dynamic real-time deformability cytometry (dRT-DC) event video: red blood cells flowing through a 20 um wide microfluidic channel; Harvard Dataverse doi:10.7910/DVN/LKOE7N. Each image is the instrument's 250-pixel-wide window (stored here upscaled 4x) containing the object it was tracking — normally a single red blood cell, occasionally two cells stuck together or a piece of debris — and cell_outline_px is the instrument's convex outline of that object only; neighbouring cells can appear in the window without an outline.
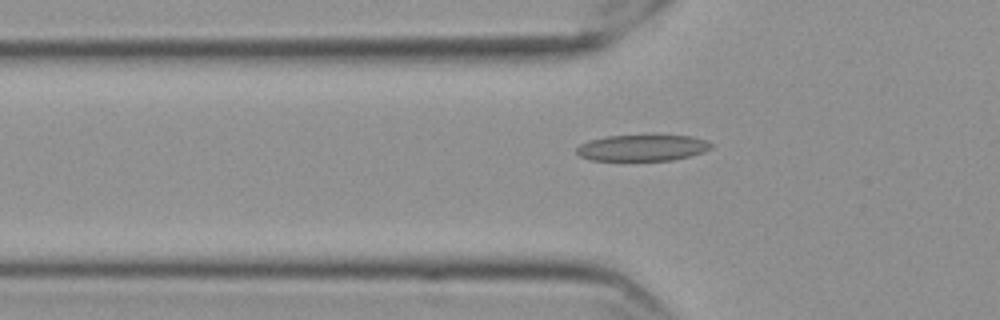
{"species": "Egyptian fruit bat (a non-hibernating species)", "species_latin": "Rousettus aegyptiacus", "temperature_condition": "cold", "stored_images_in_passage": 54, "camera_frame_rate_fps": 3000, "um_per_image_px": 0.085, "frame": {"image": 1, "passage_image": 20, "time_ms": 6.333, "image_size_px": [1000, 320], "cell_outline_px": [[712, 148], [704, 152], [672, 160], [592, 160], [580, 156], [576, 152], [576, 148], [580, 144], [588, 140], [604, 136], [648, 132], [652, 132], [692, 136], [708, 140], [712, 144]], "centroid_in_image_um": [54.63, 12.49], "position_along_channel_um": 71.2, "area_um2": 21.79}}
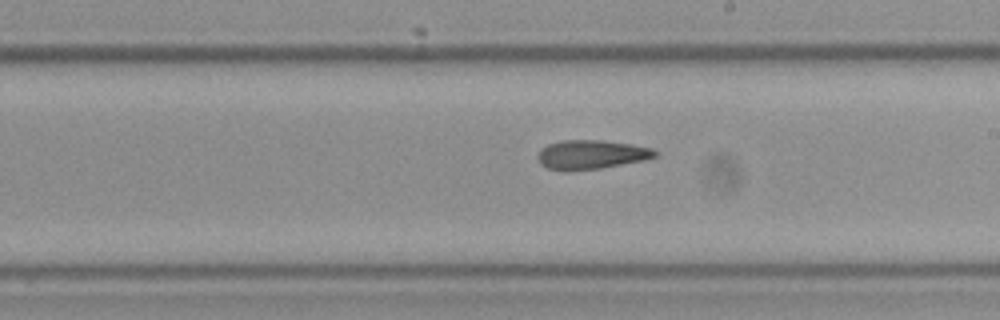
{"frame": {"image": 2, "passage_image": 34, "time_ms": 11.0, "image_size_px": [1000, 320], "cell_outline_px": [[660, 152], [656, 156], [644, 160], [600, 168], [568, 172], [548, 168], [540, 164], [536, 156], [540, 148], [548, 144], [564, 140], [604, 140], [652, 148]], "centroid_in_image_um": [50.22, 13.15], "position_along_channel_um": 238.8, "area_um2": 20.06}}
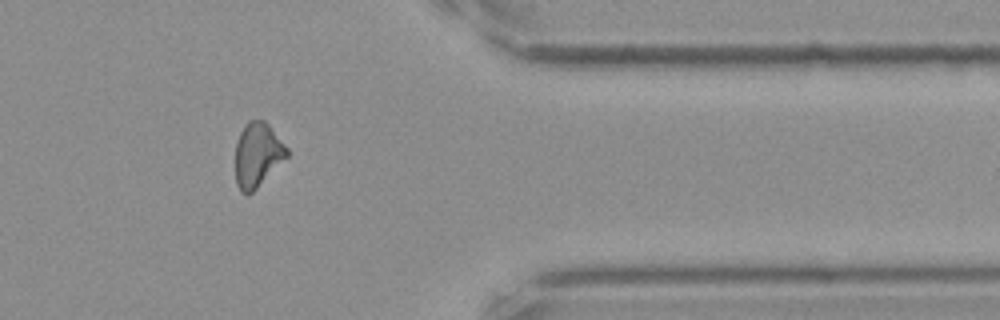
{"frame": {"image": 3, "passage_image": 48, "time_ms": 15.667, "image_size_px": [1000, 320], "cell_outline_px": [[288, 156], [252, 192], [240, 192], [236, 184], [236, 144], [240, 132], [244, 124], [248, 120], [264, 120], [268, 124], [288, 148]], "centroid_in_image_um": [21.88, 13.13], "position_along_channel_um": 389.5, "area_um2": 19.07}}